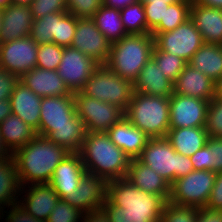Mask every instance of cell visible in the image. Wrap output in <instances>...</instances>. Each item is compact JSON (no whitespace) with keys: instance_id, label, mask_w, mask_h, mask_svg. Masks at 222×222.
I'll return each mask as SVG.
<instances>
[{"instance_id":"51","label":"cell","mask_w":222,"mask_h":222,"mask_svg":"<svg viewBox=\"0 0 222 222\" xmlns=\"http://www.w3.org/2000/svg\"><path fill=\"white\" fill-rule=\"evenodd\" d=\"M82 222H110V219L103 209H98L83 214Z\"/></svg>"},{"instance_id":"37","label":"cell","mask_w":222,"mask_h":222,"mask_svg":"<svg viewBox=\"0 0 222 222\" xmlns=\"http://www.w3.org/2000/svg\"><path fill=\"white\" fill-rule=\"evenodd\" d=\"M77 26V17L67 12H59V22L57 36H53L52 42L62 46L69 47L72 44Z\"/></svg>"},{"instance_id":"33","label":"cell","mask_w":222,"mask_h":222,"mask_svg":"<svg viewBox=\"0 0 222 222\" xmlns=\"http://www.w3.org/2000/svg\"><path fill=\"white\" fill-rule=\"evenodd\" d=\"M192 0H183L168 6L164 14V21L151 31V33H164L174 30L190 18V6Z\"/></svg>"},{"instance_id":"36","label":"cell","mask_w":222,"mask_h":222,"mask_svg":"<svg viewBox=\"0 0 222 222\" xmlns=\"http://www.w3.org/2000/svg\"><path fill=\"white\" fill-rule=\"evenodd\" d=\"M152 58L157 63L158 67L161 68L164 76L173 83L188 64L184 59L168 52L158 50L155 46L152 51Z\"/></svg>"},{"instance_id":"27","label":"cell","mask_w":222,"mask_h":222,"mask_svg":"<svg viewBox=\"0 0 222 222\" xmlns=\"http://www.w3.org/2000/svg\"><path fill=\"white\" fill-rule=\"evenodd\" d=\"M208 137L204 127L170 128L166 135L173 149L188 157L204 147Z\"/></svg>"},{"instance_id":"55","label":"cell","mask_w":222,"mask_h":222,"mask_svg":"<svg viewBox=\"0 0 222 222\" xmlns=\"http://www.w3.org/2000/svg\"><path fill=\"white\" fill-rule=\"evenodd\" d=\"M13 157V153L5 145L2 135L0 133V158Z\"/></svg>"},{"instance_id":"31","label":"cell","mask_w":222,"mask_h":222,"mask_svg":"<svg viewBox=\"0 0 222 222\" xmlns=\"http://www.w3.org/2000/svg\"><path fill=\"white\" fill-rule=\"evenodd\" d=\"M87 132L85 122L77 116L73 120V126L57 127L47 138L51 142L65 147L71 153H79Z\"/></svg>"},{"instance_id":"22","label":"cell","mask_w":222,"mask_h":222,"mask_svg":"<svg viewBox=\"0 0 222 222\" xmlns=\"http://www.w3.org/2000/svg\"><path fill=\"white\" fill-rule=\"evenodd\" d=\"M110 140L132 160L137 159L149 137L131 124L125 117L115 123L107 132Z\"/></svg>"},{"instance_id":"42","label":"cell","mask_w":222,"mask_h":222,"mask_svg":"<svg viewBox=\"0 0 222 222\" xmlns=\"http://www.w3.org/2000/svg\"><path fill=\"white\" fill-rule=\"evenodd\" d=\"M67 11L77 18H92L103 5L102 0H66Z\"/></svg>"},{"instance_id":"23","label":"cell","mask_w":222,"mask_h":222,"mask_svg":"<svg viewBox=\"0 0 222 222\" xmlns=\"http://www.w3.org/2000/svg\"><path fill=\"white\" fill-rule=\"evenodd\" d=\"M126 179L144 192L169 200L170 184L138 159L130 160Z\"/></svg>"},{"instance_id":"18","label":"cell","mask_w":222,"mask_h":222,"mask_svg":"<svg viewBox=\"0 0 222 222\" xmlns=\"http://www.w3.org/2000/svg\"><path fill=\"white\" fill-rule=\"evenodd\" d=\"M86 173L80 153H70L55 168L49 184L59 198L63 199L78 188Z\"/></svg>"},{"instance_id":"38","label":"cell","mask_w":222,"mask_h":222,"mask_svg":"<svg viewBox=\"0 0 222 222\" xmlns=\"http://www.w3.org/2000/svg\"><path fill=\"white\" fill-rule=\"evenodd\" d=\"M64 47L55 43L38 45L36 67L57 71Z\"/></svg>"},{"instance_id":"3","label":"cell","mask_w":222,"mask_h":222,"mask_svg":"<svg viewBox=\"0 0 222 222\" xmlns=\"http://www.w3.org/2000/svg\"><path fill=\"white\" fill-rule=\"evenodd\" d=\"M79 153L87 173L107 181L126 178L131 159L106 132H87Z\"/></svg>"},{"instance_id":"58","label":"cell","mask_w":222,"mask_h":222,"mask_svg":"<svg viewBox=\"0 0 222 222\" xmlns=\"http://www.w3.org/2000/svg\"><path fill=\"white\" fill-rule=\"evenodd\" d=\"M34 0H10L11 4H20L30 6Z\"/></svg>"},{"instance_id":"24","label":"cell","mask_w":222,"mask_h":222,"mask_svg":"<svg viewBox=\"0 0 222 222\" xmlns=\"http://www.w3.org/2000/svg\"><path fill=\"white\" fill-rule=\"evenodd\" d=\"M42 97L18 82L10 97L12 113L36 131L39 129Z\"/></svg>"},{"instance_id":"20","label":"cell","mask_w":222,"mask_h":222,"mask_svg":"<svg viewBox=\"0 0 222 222\" xmlns=\"http://www.w3.org/2000/svg\"><path fill=\"white\" fill-rule=\"evenodd\" d=\"M19 81L40 97L74 95L55 70L35 67L23 74Z\"/></svg>"},{"instance_id":"53","label":"cell","mask_w":222,"mask_h":222,"mask_svg":"<svg viewBox=\"0 0 222 222\" xmlns=\"http://www.w3.org/2000/svg\"><path fill=\"white\" fill-rule=\"evenodd\" d=\"M12 113L10 99L0 100V123Z\"/></svg>"},{"instance_id":"56","label":"cell","mask_w":222,"mask_h":222,"mask_svg":"<svg viewBox=\"0 0 222 222\" xmlns=\"http://www.w3.org/2000/svg\"><path fill=\"white\" fill-rule=\"evenodd\" d=\"M215 99H222V76L215 82Z\"/></svg>"},{"instance_id":"60","label":"cell","mask_w":222,"mask_h":222,"mask_svg":"<svg viewBox=\"0 0 222 222\" xmlns=\"http://www.w3.org/2000/svg\"><path fill=\"white\" fill-rule=\"evenodd\" d=\"M2 27V9H0V31Z\"/></svg>"},{"instance_id":"32","label":"cell","mask_w":222,"mask_h":222,"mask_svg":"<svg viewBox=\"0 0 222 222\" xmlns=\"http://www.w3.org/2000/svg\"><path fill=\"white\" fill-rule=\"evenodd\" d=\"M91 19L111 44L128 35L118 9L102 5Z\"/></svg>"},{"instance_id":"4","label":"cell","mask_w":222,"mask_h":222,"mask_svg":"<svg viewBox=\"0 0 222 222\" xmlns=\"http://www.w3.org/2000/svg\"><path fill=\"white\" fill-rule=\"evenodd\" d=\"M154 37L149 34H128L111 44L108 68L120 77L134 83L150 58Z\"/></svg>"},{"instance_id":"45","label":"cell","mask_w":222,"mask_h":222,"mask_svg":"<svg viewBox=\"0 0 222 222\" xmlns=\"http://www.w3.org/2000/svg\"><path fill=\"white\" fill-rule=\"evenodd\" d=\"M206 145L210 148V170L222 171V138L209 136Z\"/></svg>"},{"instance_id":"19","label":"cell","mask_w":222,"mask_h":222,"mask_svg":"<svg viewBox=\"0 0 222 222\" xmlns=\"http://www.w3.org/2000/svg\"><path fill=\"white\" fill-rule=\"evenodd\" d=\"M32 23L30 6L9 4L2 10L0 43L30 36Z\"/></svg>"},{"instance_id":"7","label":"cell","mask_w":222,"mask_h":222,"mask_svg":"<svg viewBox=\"0 0 222 222\" xmlns=\"http://www.w3.org/2000/svg\"><path fill=\"white\" fill-rule=\"evenodd\" d=\"M81 92L88 97L116 105L125 112L134 93V85L113 73L106 64H100Z\"/></svg>"},{"instance_id":"43","label":"cell","mask_w":222,"mask_h":222,"mask_svg":"<svg viewBox=\"0 0 222 222\" xmlns=\"http://www.w3.org/2000/svg\"><path fill=\"white\" fill-rule=\"evenodd\" d=\"M30 7L33 20L51 13L67 12L66 0H34Z\"/></svg>"},{"instance_id":"11","label":"cell","mask_w":222,"mask_h":222,"mask_svg":"<svg viewBox=\"0 0 222 222\" xmlns=\"http://www.w3.org/2000/svg\"><path fill=\"white\" fill-rule=\"evenodd\" d=\"M38 44L30 36L0 43V68L19 78L36 67Z\"/></svg>"},{"instance_id":"61","label":"cell","mask_w":222,"mask_h":222,"mask_svg":"<svg viewBox=\"0 0 222 222\" xmlns=\"http://www.w3.org/2000/svg\"><path fill=\"white\" fill-rule=\"evenodd\" d=\"M2 215H3V209L0 207V220L2 221V219H4L3 217H2Z\"/></svg>"},{"instance_id":"49","label":"cell","mask_w":222,"mask_h":222,"mask_svg":"<svg viewBox=\"0 0 222 222\" xmlns=\"http://www.w3.org/2000/svg\"><path fill=\"white\" fill-rule=\"evenodd\" d=\"M194 170H210V148L205 145L190 157Z\"/></svg>"},{"instance_id":"40","label":"cell","mask_w":222,"mask_h":222,"mask_svg":"<svg viewBox=\"0 0 222 222\" xmlns=\"http://www.w3.org/2000/svg\"><path fill=\"white\" fill-rule=\"evenodd\" d=\"M204 128L208 136L222 138V99L210 100Z\"/></svg>"},{"instance_id":"1","label":"cell","mask_w":222,"mask_h":222,"mask_svg":"<svg viewBox=\"0 0 222 222\" xmlns=\"http://www.w3.org/2000/svg\"><path fill=\"white\" fill-rule=\"evenodd\" d=\"M166 202L121 178L108 181L107 201L102 209L110 222H159Z\"/></svg>"},{"instance_id":"29","label":"cell","mask_w":222,"mask_h":222,"mask_svg":"<svg viewBox=\"0 0 222 222\" xmlns=\"http://www.w3.org/2000/svg\"><path fill=\"white\" fill-rule=\"evenodd\" d=\"M0 133L5 145L12 153L25 146L37 135L34 128L13 113L0 123Z\"/></svg>"},{"instance_id":"28","label":"cell","mask_w":222,"mask_h":222,"mask_svg":"<svg viewBox=\"0 0 222 222\" xmlns=\"http://www.w3.org/2000/svg\"><path fill=\"white\" fill-rule=\"evenodd\" d=\"M188 64L216 82L222 76V45L204 43Z\"/></svg>"},{"instance_id":"10","label":"cell","mask_w":222,"mask_h":222,"mask_svg":"<svg viewBox=\"0 0 222 222\" xmlns=\"http://www.w3.org/2000/svg\"><path fill=\"white\" fill-rule=\"evenodd\" d=\"M154 46L184 59L187 63L195 52L205 43L202 35L189 18L174 30L164 33H151Z\"/></svg>"},{"instance_id":"8","label":"cell","mask_w":222,"mask_h":222,"mask_svg":"<svg viewBox=\"0 0 222 222\" xmlns=\"http://www.w3.org/2000/svg\"><path fill=\"white\" fill-rule=\"evenodd\" d=\"M216 172L193 170L170 185L171 203L181 206L205 207L214 186Z\"/></svg>"},{"instance_id":"25","label":"cell","mask_w":222,"mask_h":222,"mask_svg":"<svg viewBox=\"0 0 222 222\" xmlns=\"http://www.w3.org/2000/svg\"><path fill=\"white\" fill-rule=\"evenodd\" d=\"M190 19L205 43L222 45V10L191 2Z\"/></svg>"},{"instance_id":"48","label":"cell","mask_w":222,"mask_h":222,"mask_svg":"<svg viewBox=\"0 0 222 222\" xmlns=\"http://www.w3.org/2000/svg\"><path fill=\"white\" fill-rule=\"evenodd\" d=\"M206 207L210 209L222 210V171L216 174L214 186L211 190Z\"/></svg>"},{"instance_id":"59","label":"cell","mask_w":222,"mask_h":222,"mask_svg":"<svg viewBox=\"0 0 222 222\" xmlns=\"http://www.w3.org/2000/svg\"><path fill=\"white\" fill-rule=\"evenodd\" d=\"M9 4H11L10 0H0V9H5Z\"/></svg>"},{"instance_id":"21","label":"cell","mask_w":222,"mask_h":222,"mask_svg":"<svg viewBox=\"0 0 222 222\" xmlns=\"http://www.w3.org/2000/svg\"><path fill=\"white\" fill-rule=\"evenodd\" d=\"M173 93L210 101L215 98V82L187 64L174 82Z\"/></svg>"},{"instance_id":"50","label":"cell","mask_w":222,"mask_h":222,"mask_svg":"<svg viewBox=\"0 0 222 222\" xmlns=\"http://www.w3.org/2000/svg\"><path fill=\"white\" fill-rule=\"evenodd\" d=\"M196 222H222V210L210 209L206 206L197 208Z\"/></svg>"},{"instance_id":"34","label":"cell","mask_w":222,"mask_h":222,"mask_svg":"<svg viewBox=\"0 0 222 222\" xmlns=\"http://www.w3.org/2000/svg\"><path fill=\"white\" fill-rule=\"evenodd\" d=\"M120 16L127 34L151 33V31L147 28L144 5L141 1L121 9Z\"/></svg>"},{"instance_id":"41","label":"cell","mask_w":222,"mask_h":222,"mask_svg":"<svg viewBox=\"0 0 222 222\" xmlns=\"http://www.w3.org/2000/svg\"><path fill=\"white\" fill-rule=\"evenodd\" d=\"M83 214L69 202L60 199L46 222H82Z\"/></svg>"},{"instance_id":"30","label":"cell","mask_w":222,"mask_h":222,"mask_svg":"<svg viewBox=\"0 0 222 222\" xmlns=\"http://www.w3.org/2000/svg\"><path fill=\"white\" fill-rule=\"evenodd\" d=\"M21 184L13 157L0 158V207L4 210L18 203Z\"/></svg>"},{"instance_id":"47","label":"cell","mask_w":222,"mask_h":222,"mask_svg":"<svg viewBox=\"0 0 222 222\" xmlns=\"http://www.w3.org/2000/svg\"><path fill=\"white\" fill-rule=\"evenodd\" d=\"M18 82L17 75L0 68V100L10 99Z\"/></svg>"},{"instance_id":"15","label":"cell","mask_w":222,"mask_h":222,"mask_svg":"<svg viewBox=\"0 0 222 222\" xmlns=\"http://www.w3.org/2000/svg\"><path fill=\"white\" fill-rule=\"evenodd\" d=\"M209 102L173 93L169 97L170 128L204 127Z\"/></svg>"},{"instance_id":"57","label":"cell","mask_w":222,"mask_h":222,"mask_svg":"<svg viewBox=\"0 0 222 222\" xmlns=\"http://www.w3.org/2000/svg\"><path fill=\"white\" fill-rule=\"evenodd\" d=\"M139 1H141L142 3H153V4H164V3H167V4L171 5V4L183 1V0H139Z\"/></svg>"},{"instance_id":"13","label":"cell","mask_w":222,"mask_h":222,"mask_svg":"<svg viewBox=\"0 0 222 222\" xmlns=\"http://www.w3.org/2000/svg\"><path fill=\"white\" fill-rule=\"evenodd\" d=\"M99 64L74 47H64L57 73L71 93L80 92Z\"/></svg>"},{"instance_id":"39","label":"cell","mask_w":222,"mask_h":222,"mask_svg":"<svg viewBox=\"0 0 222 222\" xmlns=\"http://www.w3.org/2000/svg\"><path fill=\"white\" fill-rule=\"evenodd\" d=\"M197 207L181 206L167 201L159 222H196Z\"/></svg>"},{"instance_id":"14","label":"cell","mask_w":222,"mask_h":222,"mask_svg":"<svg viewBox=\"0 0 222 222\" xmlns=\"http://www.w3.org/2000/svg\"><path fill=\"white\" fill-rule=\"evenodd\" d=\"M71 47L91 57L99 65L106 64L111 43L100 32L91 18H77V26Z\"/></svg>"},{"instance_id":"26","label":"cell","mask_w":222,"mask_h":222,"mask_svg":"<svg viewBox=\"0 0 222 222\" xmlns=\"http://www.w3.org/2000/svg\"><path fill=\"white\" fill-rule=\"evenodd\" d=\"M133 85L134 92L150 96L170 97L173 94L174 83L164 76L155 60L150 58L141 69Z\"/></svg>"},{"instance_id":"17","label":"cell","mask_w":222,"mask_h":222,"mask_svg":"<svg viewBox=\"0 0 222 222\" xmlns=\"http://www.w3.org/2000/svg\"><path fill=\"white\" fill-rule=\"evenodd\" d=\"M59 200L50 184H32L21 186L18 203L35 219L47 221Z\"/></svg>"},{"instance_id":"16","label":"cell","mask_w":222,"mask_h":222,"mask_svg":"<svg viewBox=\"0 0 222 222\" xmlns=\"http://www.w3.org/2000/svg\"><path fill=\"white\" fill-rule=\"evenodd\" d=\"M108 181L104 177L86 173L78 188L67 194L63 200L69 202L82 213L102 209L107 201Z\"/></svg>"},{"instance_id":"46","label":"cell","mask_w":222,"mask_h":222,"mask_svg":"<svg viewBox=\"0 0 222 222\" xmlns=\"http://www.w3.org/2000/svg\"><path fill=\"white\" fill-rule=\"evenodd\" d=\"M2 217H6L4 220L5 222H46L35 219L24 208H22L19 203L10 205L7 210H3Z\"/></svg>"},{"instance_id":"9","label":"cell","mask_w":222,"mask_h":222,"mask_svg":"<svg viewBox=\"0 0 222 222\" xmlns=\"http://www.w3.org/2000/svg\"><path fill=\"white\" fill-rule=\"evenodd\" d=\"M76 115L86 125L88 132H107L124 117V111L116 105L74 93Z\"/></svg>"},{"instance_id":"54","label":"cell","mask_w":222,"mask_h":222,"mask_svg":"<svg viewBox=\"0 0 222 222\" xmlns=\"http://www.w3.org/2000/svg\"><path fill=\"white\" fill-rule=\"evenodd\" d=\"M192 2L196 5L222 10V0H192Z\"/></svg>"},{"instance_id":"35","label":"cell","mask_w":222,"mask_h":222,"mask_svg":"<svg viewBox=\"0 0 222 222\" xmlns=\"http://www.w3.org/2000/svg\"><path fill=\"white\" fill-rule=\"evenodd\" d=\"M59 13H51L33 20L30 37L36 44L52 43L57 36Z\"/></svg>"},{"instance_id":"6","label":"cell","mask_w":222,"mask_h":222,"mask_svg":"<svg viewBox=\"0 0 222 222\" xmlns=\"http://www.w3.org/2000/svg\"><path fill=\"white\" fill-rule=\"evenodd\" d=\"M137 159L162 176L170 185L174 180L194 170L190 157L177 153L166 137L149 138Z\"/></svg>"},{"instance_id":"52","label":"cell","mask_w":222,"mask_h":222,"mask_svg":"<svg viewBox=\"0 0 222 222\" xmlns=\"http://www.w3.org/2000/svg\"><path fill=\"white\" fill-rule=\"evenodd\" d=\"M138 1L139 0H102L104 6L118 10L124 9Z\"/></svg>"},{"instance_id":"12","label":"cell","mask_w":222,"mask_h":222,"mask_svg":"<svg viewBox=\"0 0 222 222\" xmlns=\"http://www.w3.org/2000/svg\"><path fill=\"white\" fill-rule=\"evenodd\" d=\"M37 135L47 137L57 127L73 126L77 117L74 95L42 97Z\"/></svg>"},{"instance_id":"5","label":"cell","mask_w":222,"mask_h":222,"mask_svg":"<svg viewBox=\"0 0 222 222\" xmlns=\"http://www.w3.org/2000/svg\"><path fill=\"white\" fill-rule=\"evenodd\" d=\"M169 97L134 92L124 117L149 138H164L170 129Z\"/></svg>"},{"instance_id":"2","label":"cell","mask_w":222,"mask_h":222,"mask_svg":"<svg viewBox=\"0 0 222 222\" xmlns=\"http://www.w3.org/2000/svg\"><path fill=\"white\" fill-rule=\"evenodd\" d=\"M70 153L47 137L36 135L13 153L21 186L49 184L55 168Z\"/></svg>"},{"instance_id":"44","label":"cell","mask_w":222,"mask_h":222,"mask_svg":"<svg viewBox=\"0 0 222 222\" xmlns=\"http://www.w3.org/2000/svg\"><path fill=\"white\" fill-rule=\"evenodd\" d=\"M147 21V28L152 31L160 21H164V14L170 4L142 3Z\"/></svg>"}]
</instances>
